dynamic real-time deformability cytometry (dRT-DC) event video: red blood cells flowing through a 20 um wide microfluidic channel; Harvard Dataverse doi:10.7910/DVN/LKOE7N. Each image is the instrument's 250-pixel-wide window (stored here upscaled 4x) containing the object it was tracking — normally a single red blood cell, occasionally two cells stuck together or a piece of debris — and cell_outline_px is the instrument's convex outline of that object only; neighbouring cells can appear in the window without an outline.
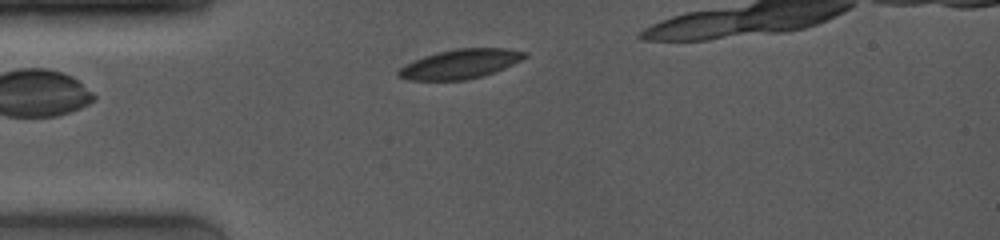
{"species": "common noctule bat (a hibernating species)", "species_latin": "Nyctalus noctula", "temperature_condition": "room temperature", "stored_images_in_passage": 23, "camera_frame_rate_fps": 4000, "um_per_image_px": 0.085, "animal": {"sex": "female", "body_mass_g": 19.0, "forearm_length_mm": 53.3}, "frame": {"image": 1, "passage_image": 1, "time_ms": 0.0, "image_size_px": [1000, 240], "cell_outline_px": [[528, 56], [504, 68], [480, 76], [464, 80], [408, 80], [396, 76], [396, 72], [404, 64], [412, 60], [424, 56], [456, 48], [508, 48], [528, 52]], "centroid_in_image_um": [39.09, 5.43], "position_along_channel_um": 45.9, "area_um2": 21.56}}
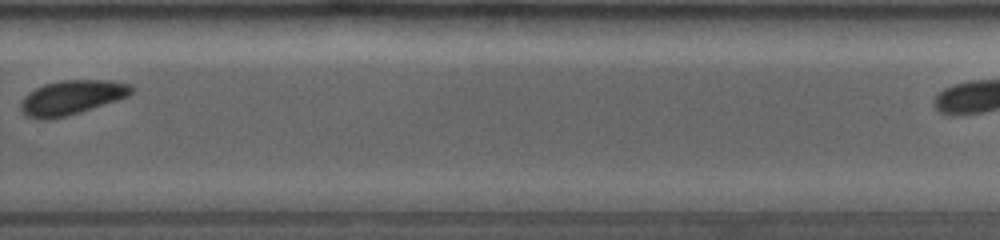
{"frame": {"image": 2, "passage_image": 17, "time_ms": 7.25, "image_size_px": [1000, 240], "cell_outline_px": [[136, 88], [128, 96], [80, 112], [48, 120], [40, 120], [28, 116], [20, 108], [20, 104], [24, 96], [28, 92], [44, 84], [64, 80], [108, 80], [132, 84]], "centroid_in_image_um": [6.1, 8.27], "position_along_channel_um": 323.7, "area_um2": 22.08}}
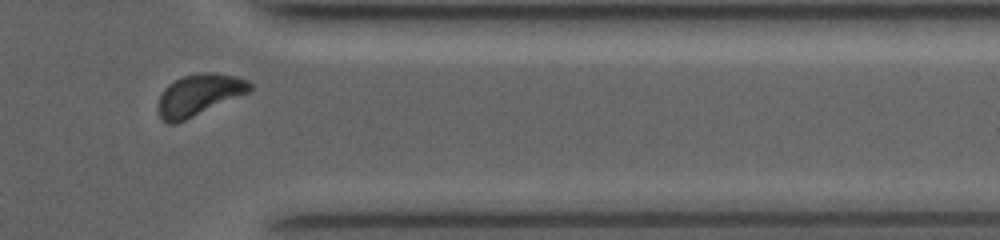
{"frame": {"image": 3, "passage_image": 21, "time_ms": 9.0, "image_size_px": [1000, 240], "cell_outline_px": [[252, 88], [248, 92], [176, 124], [168, 124], [160, 116], [156, 108], [160, 96], [164, 88], [168, 84], [184, 76], [200, 72], [212, 72], [236, 76], [248, 80], [252, 84]], "centroid_in_image_um": [16.89, 8.06], "position_along_channel_um": 394.5, "area_um2": 22.02}}